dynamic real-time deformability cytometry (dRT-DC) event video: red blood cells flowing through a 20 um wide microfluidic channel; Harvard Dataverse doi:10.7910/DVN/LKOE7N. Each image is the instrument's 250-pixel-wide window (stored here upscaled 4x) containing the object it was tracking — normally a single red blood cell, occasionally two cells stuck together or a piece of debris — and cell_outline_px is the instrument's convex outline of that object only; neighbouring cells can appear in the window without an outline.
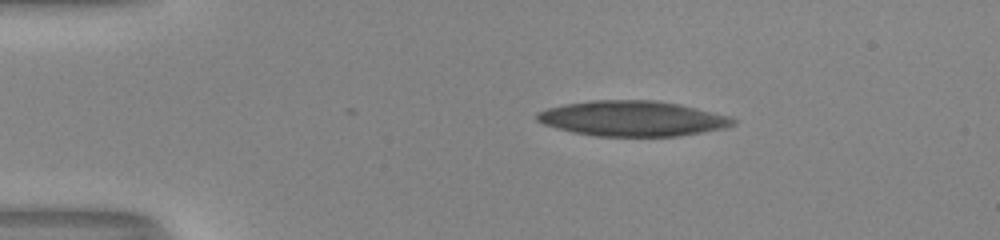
{"species": "human", "species_latin": "Homo sapiens", "temperature_condition": "room temperature", "stored_images_in_passage": 43, "camera_frame_rate_fps": 3000, "um_per_image_px": 0.085, "donor": {"sex": "male"}, "frame": {"image": 1, "passage_image": 1, "time_ms": 0.0, "image_size_px": [1000, 240], "cell_outline_px": [[736, 124], [720, 128], [680, 136], [596, 136], [572, 132], [556, 128], [544, 124], [536, 120], [536, 112], [548, 108], [564, 104], [592, 100], [656, 100], [676, 104], [732, 116], [736, 120]], "centroid_in_image_um": [53.72, 10.07], "position_along_channel_um": 31.3, "area_um2": 40.17}}
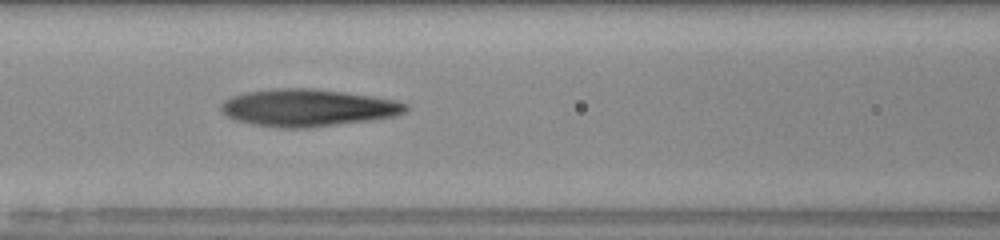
{"frame": {"image": 2, "passage_image": 14, "time_ms": 4.333, "image_size_px": [1000, 240], "cell_outline_px": [[408, 108], [404, 112], [396, 116], [372, 120], [312, 128], [280, 128], [252, 124], [236, 120], [228, 116], [220, 108], [220, 104], [224, 100], [232, 96], [248, 92], [276, 88], [312, 88], [344, 92], [396, 100], [408, 104]], "centroid_in_image_um": [26.18, 9.17], "position_along_channel_um": 140.4, "area_um2": 40.17}}
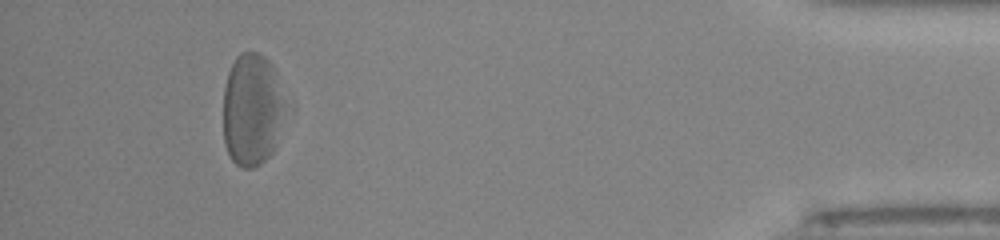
{"frame": {"image": 3, "passage_image": 39, "time_ms": 12.667, "image_size_px": [1000, 240], "cell_outline_px": [[296, 108], [272, 152], [260, 164], [252, 168], [244, 168], [236, 164], [232, 160], [228, 152], [224, 140], [224, 88], [228, 72], [236, 56], [240, 52], [260, 52], [272, 64]], "centroid_in_image_um": [21.61, 9.29], "position_along_channel_um": 413.6, "area_um2": 43.52}, "authors_computed_cell_mechanics": {"area_um2": 40.171, "velocity_mm_per_s": 4.0121, "shape_relaxation_time_tau1_ms": 4.2411, "shape_relaxation_time_tau2_ms": 2.0478, "deformation_change_tau1": 0.1864, "deformation_change_tau2": 0.1218}}